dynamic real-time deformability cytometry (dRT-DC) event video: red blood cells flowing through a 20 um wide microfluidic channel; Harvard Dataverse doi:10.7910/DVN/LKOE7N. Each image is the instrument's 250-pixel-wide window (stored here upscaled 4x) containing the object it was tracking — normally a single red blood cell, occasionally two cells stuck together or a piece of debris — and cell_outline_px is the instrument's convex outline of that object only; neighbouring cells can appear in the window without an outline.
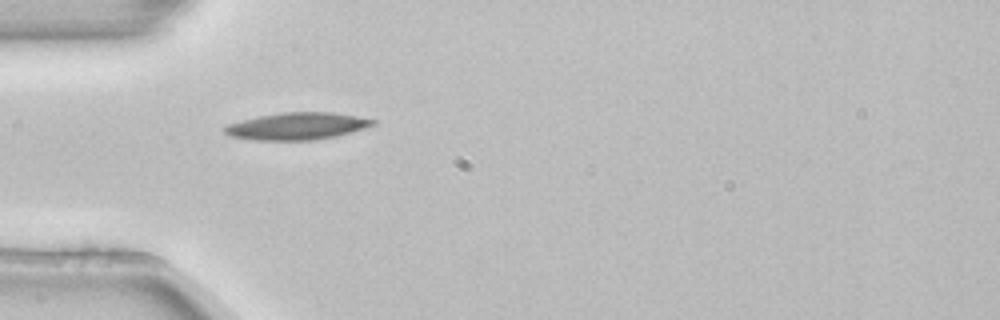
{"species": "common noctule bat (a hibernating species)", "species_latin": "Nyctalus noctula", "temperature_condition": "room temperature", "stored_images_in_passage": 4, "camera_frame_rate_fps": 3000, "um_per_image_px": 0.085, "animal": {"sex": "female", "body_mass_g": 22.7, "forearm_length_mm": 54.2}, "frame": {"image": 1, "passage_image": 1, "time_ms": 0.0, "image_size_px": [1000, 320], "cell_outline_px": [[376, 124], [352, 132], [336, 136], [316, 140], [256, 140], [232, 136], [224, 132], [224, 128], [228, 124], [256, 116], [280, 112], [332, 112], [356, 116], [376, 120]], "centroid_in_image_um": [25.27, 10.71], "position_along_channel_um": 59.7, "area_um2": 23.41}}